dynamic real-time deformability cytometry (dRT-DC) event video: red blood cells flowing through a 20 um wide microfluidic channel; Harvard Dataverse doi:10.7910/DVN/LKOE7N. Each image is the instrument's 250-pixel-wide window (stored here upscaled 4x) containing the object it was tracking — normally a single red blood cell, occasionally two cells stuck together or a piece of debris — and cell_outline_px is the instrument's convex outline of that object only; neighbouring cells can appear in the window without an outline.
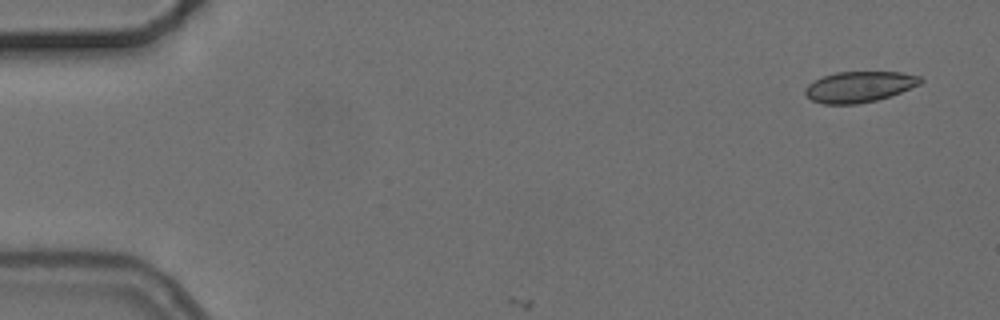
{"species": "common noctule bat (a hibernating species)", "species_latin": "Nyctalus noctula", "temperature_condition": "cold", "stored_images_in_passage": 3, "camera_frame_rate_fps": 3000, "um_per_image_px": 0.085, "animal": {"sex": "female", "body_mass_g": 24.6, "forearm_length_mm": 56.2}, "frame": {"image": 1, "passage_image": 1, "time_ms": 0.0, "image_size_px": [1000, 320], "cell_outline_px": [[924, 80], [920, 84], [900, 92], [876, 100], [856, 104], [824, 104], [812, 100], [804, 92], [804, 88], [808, 84], [824, 76], [836, 72], [900, 72], [920, 76]], "centroid_in_image_um": [73.04, 7.37], "position_along_channel_um": 12.0, "area_um2": 20.52}}